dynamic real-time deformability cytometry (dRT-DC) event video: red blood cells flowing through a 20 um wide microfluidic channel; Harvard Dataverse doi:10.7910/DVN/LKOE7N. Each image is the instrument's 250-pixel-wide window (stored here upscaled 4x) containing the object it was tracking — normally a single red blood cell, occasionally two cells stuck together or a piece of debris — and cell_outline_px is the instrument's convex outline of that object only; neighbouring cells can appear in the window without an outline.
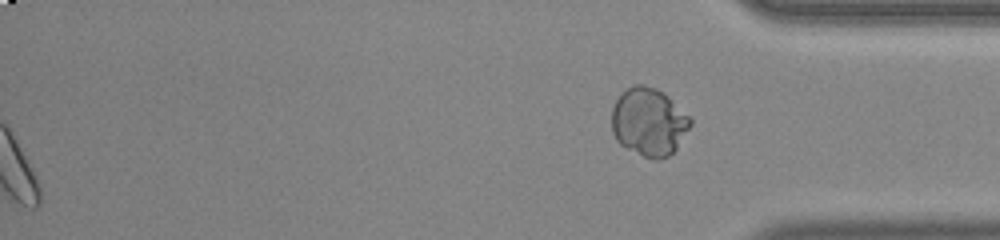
{"species": "common noctule bat (a hibernating species)", "species_latin": "Nyctalus noctula", "temperature_condition": "room temperature", "stored_images_in_passage": 49, "segment_of_instrument_passage": [2, 2], "camera_frame_rate_fps": 3000, "um_per_image_px": 0.085, "animal": {"sex": "male", "body_mass_g": 20.0, "forearm_length_mm": 53.3}, "frame": {"image": 1, "passage_image": 49, "time_ms": 16.0, "image_size_px": [1000, 240], "cell_outline_px": [[692, 124], [676, 148], [668, 156], [660, 160], [652, 160], [620, 144], [616, 140], [612, 132], [612, 108], [620, 92], [636, 84], [644, 84], [656, 88], [664, 92], [692, 120]], "centroid_in_image_um": [55.13, 10.35], "position_along_channel_um": 380.1, "area_um2": 31.15}}